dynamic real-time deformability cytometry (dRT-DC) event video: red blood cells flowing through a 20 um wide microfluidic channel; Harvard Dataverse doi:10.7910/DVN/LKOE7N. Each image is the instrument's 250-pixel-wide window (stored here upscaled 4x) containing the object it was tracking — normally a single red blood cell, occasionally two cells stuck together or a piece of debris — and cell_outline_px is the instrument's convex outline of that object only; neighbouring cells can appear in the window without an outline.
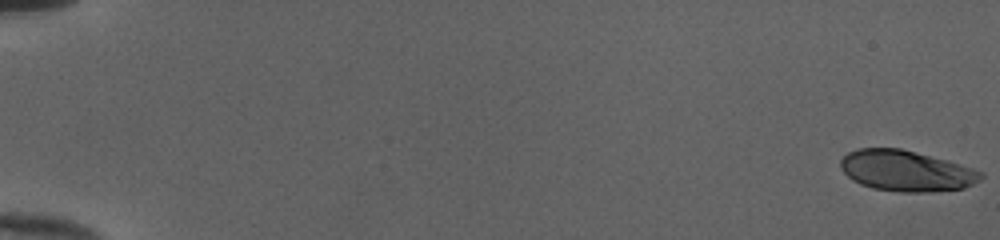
{"species": "human", "species_latin": "Homo sapiens", "temperature_condition": "cold", "stored_images_in_passage": 53, "camera_frame_rate_fps": 3000, "um_per_image_px": 0.085, "donor": {"sex": "female"}, "frame": {"image": 1, "passage_image": 1, "time_ms": 0.0, "image_size_px": [1000, 240], "cell_outline_px": [[984, 176], [980, 180], [964, 188], [932, 192], [900, 192], [872, 188], [860, 184], [852, 180], [840, 168], [840, 160], [848, 152], [856, 148], [900, 148], [944, 160], [972, 168], [984, 172]], "centroid_in_image_um": [77.0, 14.53], "position_along_channel_um": 8.0, "area_um2": 33.29}}
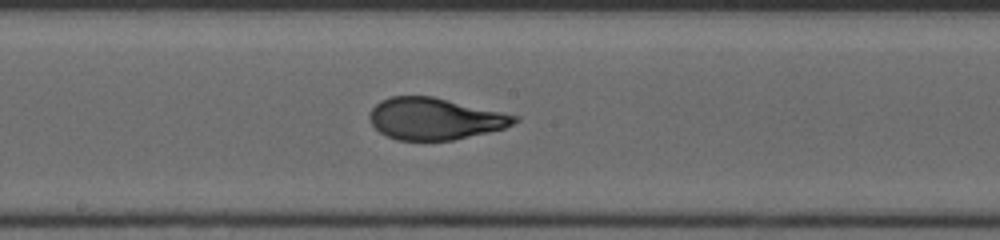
{"frame": {"image": 2, "passage_image": 31, "time_ms": 10.0, "image_size_px": [1000, 240], "cell_outline_px": [[520, 120], [504, 128], [488, 132], [452, 140], [396, 140], [380, 132], [372, 124], [368, 116], [368, 112], [380, 100], [392, 96], [432, 96], [520, 116]], "centroid_in_image_um": [36.95, 10.09], "position_along_channel_um": 211.3, "area_um2": 35.14}}
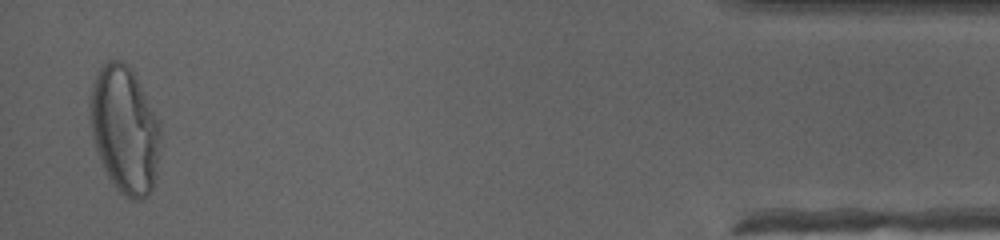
{"frame": {"image": 3, "passage_image": 52, "time_ms": 17.0, "image_size_px": [1000, 240], "cell_outline_px": [[160, 132], [156, 176], [152, 188], [148, 196], [140, 200], [132, 200], [120, 192], [112, 184], [104, 168], [96, 148], [92, 136], [88, 104], [92, 84], [100, 68], [108, 60], [124, 60], [128, 64], [160, 120]], "centroid_in_image_um": [10.59, 11.02], "position_along_channel_um": 424.6, "area_um2": 52.19}, "authors_computed_cell_mechanics": {"area_um2": 35.3736, "velocity_mm_per_s": 4.0229, "shape_relaxation_time_tau1_ms": 5.8569, "shape_relaxation_time_tau2_ms": null, "deformation_change_tau1": 0.2451, "deformation_change_tau2": null}}